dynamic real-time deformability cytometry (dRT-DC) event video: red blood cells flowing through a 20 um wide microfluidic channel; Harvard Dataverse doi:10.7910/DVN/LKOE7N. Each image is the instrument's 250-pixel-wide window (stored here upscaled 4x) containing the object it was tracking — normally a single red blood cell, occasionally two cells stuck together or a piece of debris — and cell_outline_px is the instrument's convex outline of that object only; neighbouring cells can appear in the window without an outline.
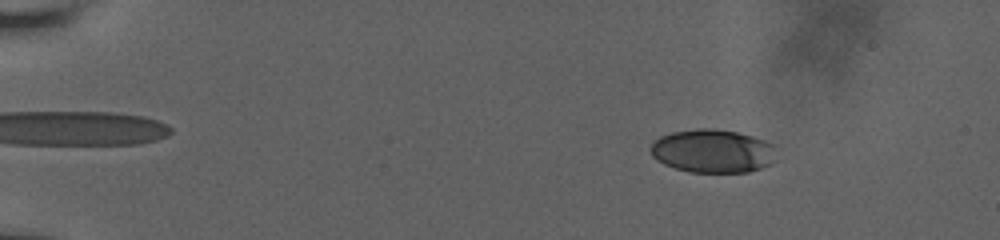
{"species": "human", "species_latin": "Homo sapiens", "temperature_condition": "room temperature", "stored_images_in_passage": 58, "camera_frame_rate_fps": 3000, "um_per_image_px": 0.085, "donor": {"sex": "male"}, "frame": {"image": 1, "passage_image": 10, "time_ms": 3.0, "image_size_px": [1000, 240], "cell_outline_px": [[772, 144], [768, 164], [760, 168], [748, 172], [688, 172], [664, 164], [656, 160], [652, 156], [648, 148], [660, 136], [672, 132], [696, 128], [716, 128], [736, 132], [752, 136], [764, 140]], "centroid_in_image_um": [60.45, 12.83], "position_along_channel_um": 24.5, "area_um2": 31.39}}
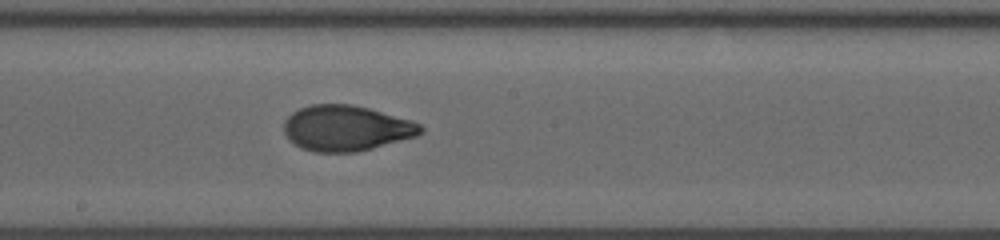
{"frame": {"image": 2, "passage_image": 35, "time_ms": 11.333, "image_size_px": [1000, 240], "cell_outline_px": [[424, 132], [416, 136], [372, 148], [356, 152], [312, 152], [300, 148], [288, 140], [284, 132], [284, 120], [292, 112], [300, 108], [312, 104], [352, 104], [368, 108], [408, 120], [420, 124], [424, 128]], "centroid_in_image_um": [29.38, 10.9], "position_along_channel_um": 218.8, "area_um2": 36.24}}
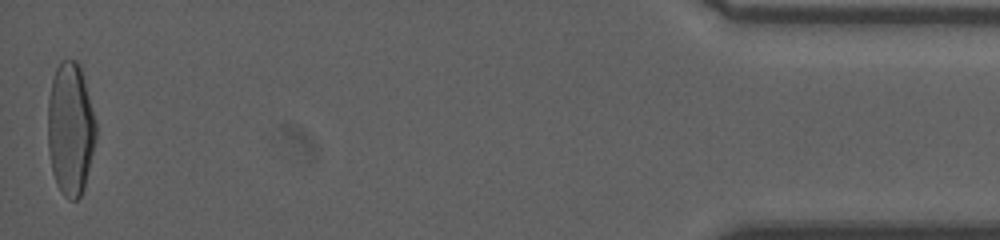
{"frame": {"image": 3, "passage_image": 58, "time_ms": 19.0, "image_size_px": [1000, 240], "cell_outline_px": [[96, 136], [84, 188], [80, 196], [76, 200], [72, 200], [64, 196], [56, 184], [52, 172], [48, 148], [48, 100], [52, 80], [56, 68], [64, 60], [76, 60], [80, 64], [96, 124]], "centroid_in_image_um": [5.97, 10.97], "position_along_channel_um": 429.2, "area_um2": 36.99}, "authors_computed_cell_mechanics": {"area_um2": 35.2291, "velocity_mm_per_s": 3.8118, "shape_relaxation_time_tau1_ms": 5.9693, "shape_relaxation_time_tau2_ms": 0.8514, "deformation_change_tau1": 0.2138, "deformation_change_tau2": 0.0565}}